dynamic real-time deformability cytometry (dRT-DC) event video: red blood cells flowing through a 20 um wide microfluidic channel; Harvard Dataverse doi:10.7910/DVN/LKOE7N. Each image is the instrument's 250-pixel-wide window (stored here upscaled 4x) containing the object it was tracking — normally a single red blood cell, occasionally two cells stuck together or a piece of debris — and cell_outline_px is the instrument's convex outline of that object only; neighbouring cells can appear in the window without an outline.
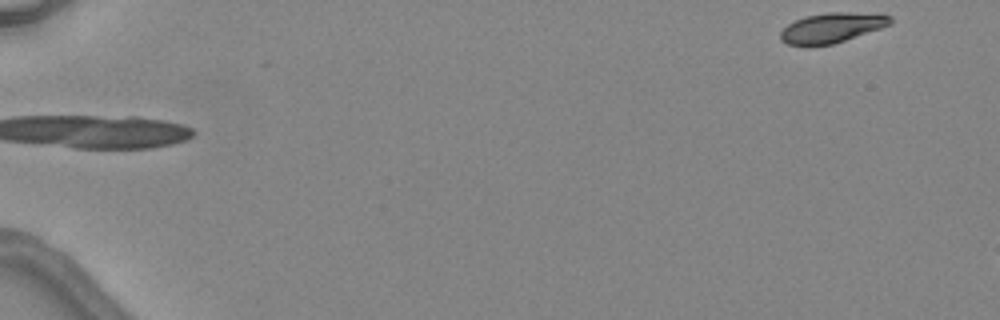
{"species": "common noctule bat (a hibernating species)", "species_latin": "Nyctalus noctula", "temperature_condition": "warm", "stored_images_in_passage": 3, "segment_of_instrument_passage": [2, 2], "camera_frame_rate_fps": 3000, "um_per_image_px": 0.085, "animal": {"sex": "female", "body_mass_g": 24.6, "forearm_length_mm": 56.2}, "frame": {"image": 1, "passage_image": 3, "time_ms": 2.0, "image_size_px": [1000, 320], "cell_outline_px": [[892, 24], [832, 44], [804, 48], [788, 44], [780, 40], [780, 32], [788, 24], [804, 16], [828, 12], [848, 12], [892, 16]], "centroid_in_image_um": [70.62, 2.39], "position_along_channel_um": 14.4, "area_um2": 19.25}}